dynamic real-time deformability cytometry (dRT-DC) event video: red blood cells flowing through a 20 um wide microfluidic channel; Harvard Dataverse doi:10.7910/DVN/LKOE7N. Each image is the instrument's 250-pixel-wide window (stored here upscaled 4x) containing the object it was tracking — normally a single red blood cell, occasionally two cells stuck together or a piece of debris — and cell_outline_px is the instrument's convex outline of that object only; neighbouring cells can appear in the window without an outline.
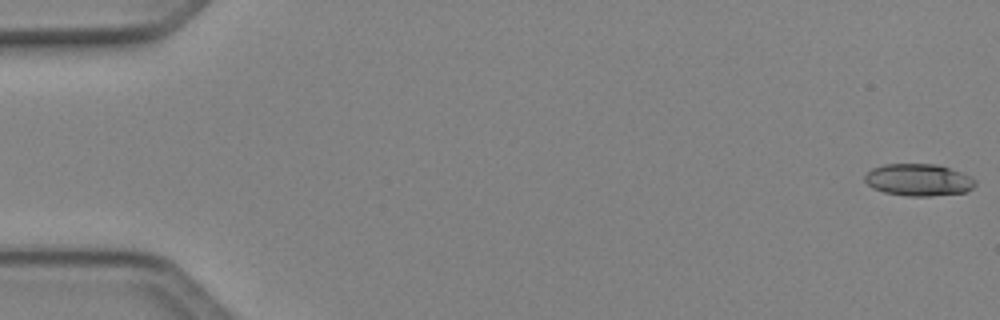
{"species": "Egyptian fruit bat (a non-hibernating species)", "species_latin": "Rousettus aegyptiacus", "temperature_condition": "cold", "stored_images_in_passage": 50, "camera_frame_rate_fps": 3000, "um_per_image_px": 0.085, "animal": {"sex": "female"}, "frame": {"image": 1, "passage_image": 1, "time_ms": 0.0, "image_size_px": [1000, 320], "cell_outline_px": [[976, 184], [972, 188], [964, 192], [932, 196], [904, 196], [884, 192], [872, 188], [864, 180], [864, 176], [872, 168], [884, 164], [936, 164], [972, 176], [976, 180]], "centroid_in_image_um": [78.06, 15.29], "position_along_channel_um": 6.9, "area_um2": 20.69}}
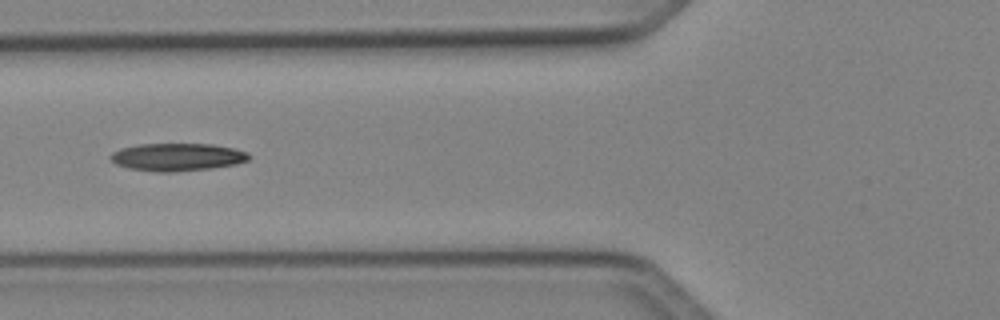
{"frame": {"image": 2, "passage_image": 20, "time_ms": 6.333, "image_size_px": [1000, 320], "cell_outline_px": [[248, 160], [236, 164], [212, 168], [172, 172], [156, 172], [128, 168], [116, 164], [108, 156], [112, 152], [120, 148], [136, 144], [212, 144], [232, 148], [248, 152]], "centroid_in_image_um": [15.02, 13.35], "position_along_channel_um": 110.8, "area_um2": 22.37}}
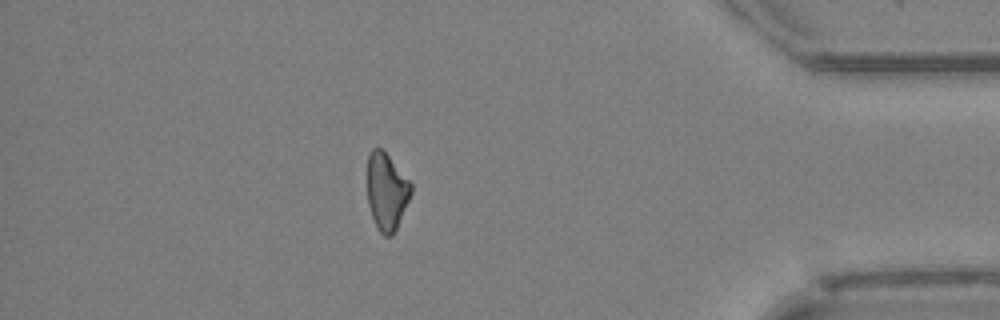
{"frame": {"image": 3, "passage_image": 44, "time_ms": 14.333, "image_size_px": [1000, 320], "cell_outline_px": [[412, 192], [396, 228], [392, 236], [384, 236], [380, 232], [372, 216], [368, 204], [368, 152], [372, 148], [380, 148], [388, 156], [412, 184]], "centroid_in_image_um": [32.85, 16.27], "position_along_channel_um": 402.3, "area_um2": 19.25}}